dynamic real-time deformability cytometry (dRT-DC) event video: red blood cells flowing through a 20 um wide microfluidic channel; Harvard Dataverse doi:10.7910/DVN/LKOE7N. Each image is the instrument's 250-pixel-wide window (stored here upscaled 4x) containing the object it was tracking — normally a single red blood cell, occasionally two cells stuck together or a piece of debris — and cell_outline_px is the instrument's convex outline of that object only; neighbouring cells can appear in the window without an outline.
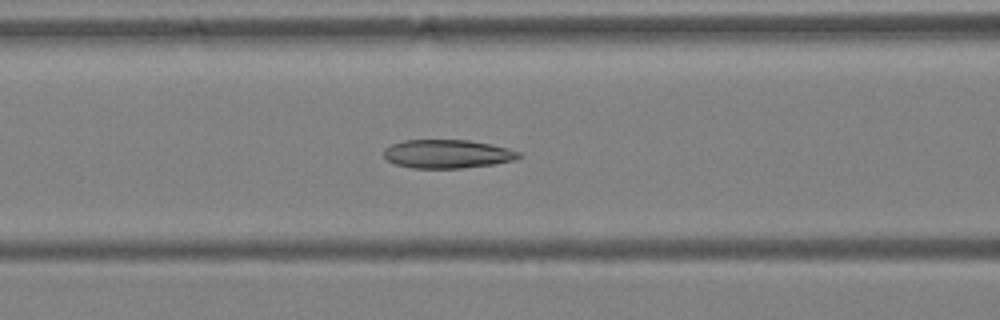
{"species": "Egyptian fruit bat (a non-hibernating species)", "species_latin": "Rousettus aegyptiacus", "temperature_condition": "warm", "stored_images_in_passage": 41, "camera_frame_rate_fps": 3000, "um_per_image_px": 0.085, "animal": {"sex": "female"}, "frame": {"image": 1, "passage_image": 13, "time_ms": 4.0, "image_size_px": [1000, 320], "cell_outline_px": [[520, 156], [516, 160], [492, 164], [460, 168], [412, 168], [396, 164], [388, 160], [384, 156], [384, 148], [392, 144], [404, 140], [468, 140], [508, 148], [520, 152]], "centroid_in_image_um": [38.01, 13.08], "position_along_channel_um": 128.6, "area_um2": 22.31}}
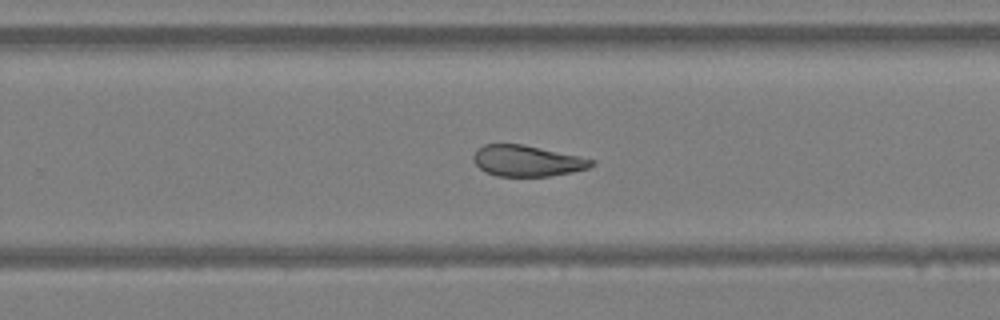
{"frame": {"image": 2, "passage_image": 24, "time_ms": 7.667, "image_size_px": [1000, 320], "cell_outline_px": [[596, 164], [588, 168], [572, 172], [548, 176], [496, 176], [484, 172], [472, 160], [472, 156], [476, 148], [484, 144], [524, 144], [580, 156], [596, 160]], "centroid_in_image_um": [44.79, 13.66], "position_along_channel_um": 285.0, "area_um2": 21.62}}
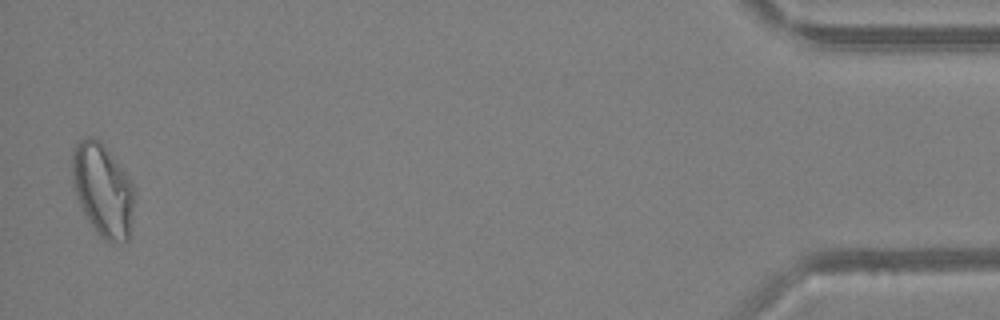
{"frame": {"image": 3, "passage_image": 40, "time_ms": 13.0, "image_size_px": [1000, 320], "cell_outline_px": [[132, 208], [128, 240], [104, 240], [100, 236], [84, 216], [76, 196], [72, 184], [72, 152], [76, 144], [80, 140], [88, 136], [92, 136], [100, 140], [104, 144], [132, 180]], "centroid_in_image_um": [8.69, 16.08], "position_along_channel_um": 426.5, "area_um2": 33.35}, "authors_computed_cell_mechanics": {"area_um2": 24.565, "velocity_mm_per_s": 4.2784, "shape_relaxation_time_tau1_ms": 9.7586, "shape_relaxation_time_tau2_ms": 2.5556, "deformation_change_tau1": 0.2206, "deformation_change_tau2": 0.0742}}